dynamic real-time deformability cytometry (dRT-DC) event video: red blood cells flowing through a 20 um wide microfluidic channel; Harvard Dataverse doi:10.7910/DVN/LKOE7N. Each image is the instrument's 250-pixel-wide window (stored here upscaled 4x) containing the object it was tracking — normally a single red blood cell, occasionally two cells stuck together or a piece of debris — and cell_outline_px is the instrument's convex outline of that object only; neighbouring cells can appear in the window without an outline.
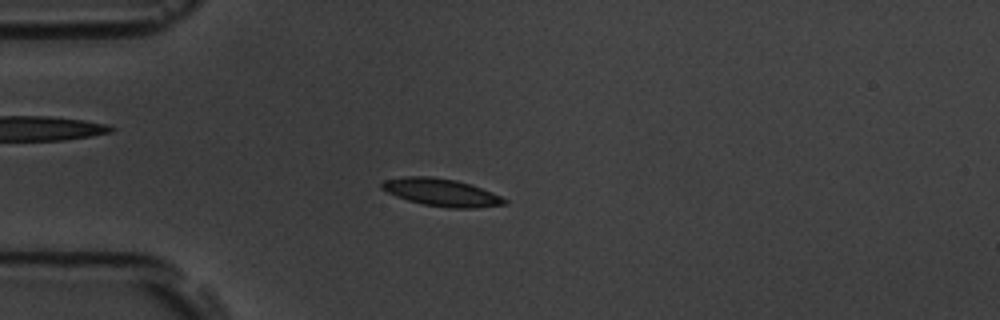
{"species": "common noctule bat (a hibernating species)", "species_latin": "Nyctalus noctula", "temperature_condition": "room temperature", "stored_images_in_passage": 54, "camera_frame_rate_fps": 3000, "um_per_image_px": 0.085, "animal": {"sex": "male", "body_mass_g": 19.5, "forearm_length_mm": 54.6}, "frame": {"image": 1, "passage_image": 14, "time_ms": 4.333, "image_size_px": [1000, 320], "cell_outline_px": [[508, 204], [476, 208], [448, 208], [424, 204], [408, 200], [396, 196], [380, 188], [380, 184], [384, 180], [404, 176], [432, 176], [456, 180], [472, 184], [492, 192], [508, 200]], "centroid_in_image_um": [37.54, 16.35], "position_along_channel_um": 47.5, "area_um2": 19.83}}
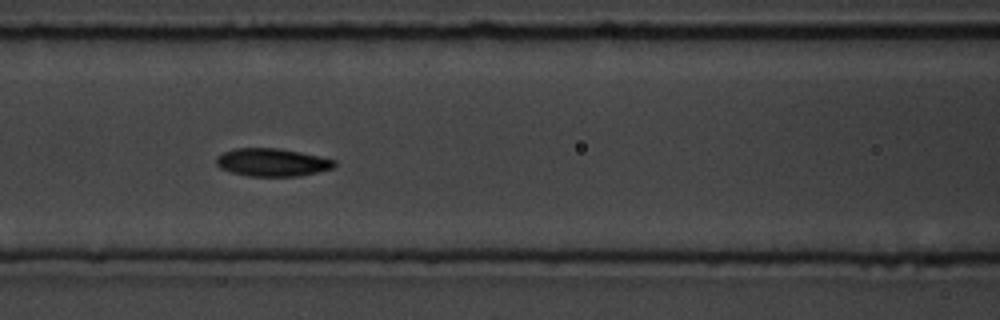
{"frame": {"image": 2, "passage_image": 23, "time_ms": 7.333, "image_size_px": [1000, 320], "cell_outline_px": [[336, 164], [332, 168], [316, 172], [296, 176], [248, 176], [232, 172], [220, 168], [216, 164], [216, 160], [224, 152], [236, 148], [280, 148], [320, 156], [336, 160]], "centroid_in_image_um": [23.15, 13.79], "position_along_channel_um": 143.5, "area_um2": 19.02}}
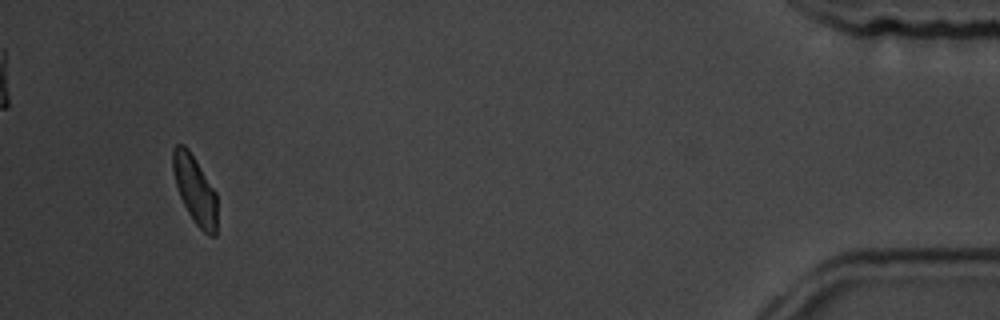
{"frame": {"image": 3, "passage_image": 51, "time_ms": 16.667, "image_size_px": [1000, 320], "cell_outline_px": [[216, 236], [208, 236], [196, 224], [188, 212], [180, 196], [176, 184], [172, 168], [172, 148], [176, 144], [184, 144], [188, 148], [196, 160], [216, 192]], "centroid_in_image_um": [16.56, 16.09], "position_along_channel_um": 418.6, "area_um2": 17.46}, "authors_computed_cell_mechanics": {"area_um2": 18.6405, "velocity_mm_per_s": 3.7471, "shape_relaxation_time_tau1_ms": 2.3809, "shape_relaxation_time_tau2_ms": 2.1511, "deformation_change_tau1": 0.1043, "deformation_change_tau2": 0.068}}